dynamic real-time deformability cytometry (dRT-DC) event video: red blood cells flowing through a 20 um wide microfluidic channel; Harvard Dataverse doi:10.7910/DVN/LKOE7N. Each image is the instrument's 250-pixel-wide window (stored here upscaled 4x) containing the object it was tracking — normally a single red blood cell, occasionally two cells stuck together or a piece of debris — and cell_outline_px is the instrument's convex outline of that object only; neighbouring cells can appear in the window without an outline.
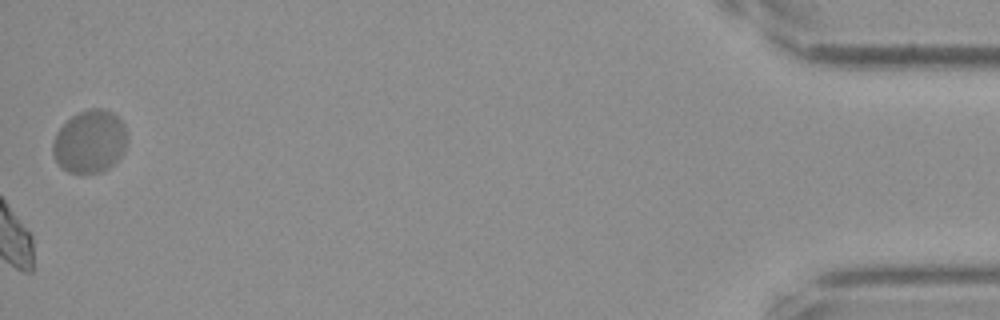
{"species": "Egyptian fruit bat (a non-hibernating species)", "species_latin": "Rousettus aegyptiacus", "temperature_condition": "cold", "stored_images_in_passage": 58, "camera_frame_rate_fps": 3000, "um_per_image_px": 0.085, "frame": {"image": 1, "passage_image": 58, "time_ms": 19.0, "image_size_px": [1000, 320], "cell_outline_px": [[128, 140], [124, 152], [108, 168], [100, 172], [68, 172], [60, 168], [52, 152], [52, 144], [56, 132], [72, 116], [88, 108], [104, 108], [112, 112], [124, 124]], "centroid_in_image_um": [7.63, 12.02], "position_along_channel_um": 427.6, "area_um2": 27.22}}